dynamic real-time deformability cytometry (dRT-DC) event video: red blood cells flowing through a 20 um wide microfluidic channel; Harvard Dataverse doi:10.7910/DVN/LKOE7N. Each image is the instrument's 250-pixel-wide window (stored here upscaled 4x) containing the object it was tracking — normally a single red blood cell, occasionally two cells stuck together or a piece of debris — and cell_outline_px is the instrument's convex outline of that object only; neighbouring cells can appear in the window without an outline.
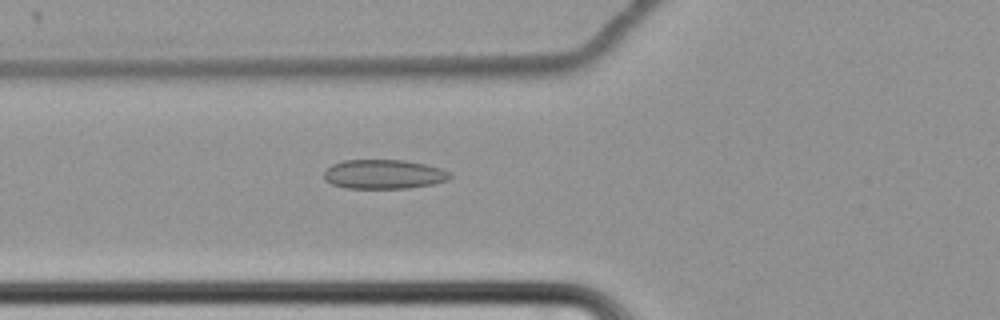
{"species": "common noctule bat (a hibernating species)", "species_latin": "Nyctalus noctula", "temperature_condition": "cold", "stored_images_in_passage": 63, "camera_frame_rate_fps": 3000, "um_per_image_px": 0.085, "animal": {"sex": "female", "body_mass_g": 22.7, "forearm_length_mm": 54.2}, "frame": {"image": 1, "passage_image": 26, "time_ms": 8.333, "image_size_px": [1000, 320], "cell_outline_px": [[452, 176], [448, 180], [432, 184], [408, 188], [344, 188], [332, 184], [324, 180], [324, 172], [332, 164], [344, 160], [404, 160], [424, 164], [440, 168], [452, 172]], "centroid_in_image_um": [32.62, 14.81], "position_along_channel_um": 93.2, "area_um2": 21.56}}
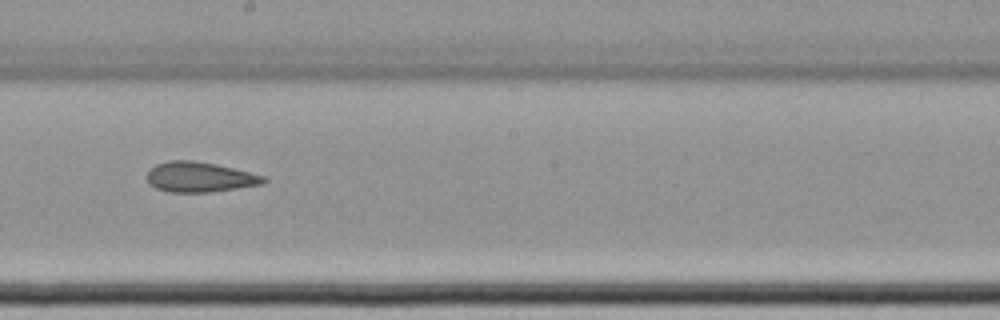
{"frame": {"image": 2, "passage_image": 38, "time_ms": 12.333, "image_size_px": [1000, 320], "cell_outline_px": [[268, 180], [264, 184], [208, 192], [168, 192], [156, 188], [148, 184], [148, 172], [156, 164], [168, 160], [192, 160], [216, 164], [264, 176]], "centroid_in_image_um": [16.96, 15.05], "position_along_channel_um": 231.2, "area_um2": 20.35}}
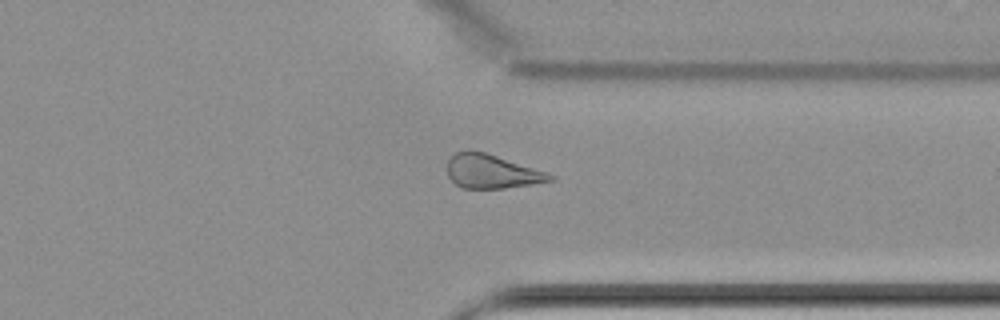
{"frame": {"image": 3, "passage_image": 50, "time_ms": 16.333, "image_size_px": [1000, 320], "cell_outline_px": [[556, 180], [532, 184], [504, 188], [464, 188], [456, 184], [448, 176], [448, 160], [456, 152], [468, 148], [484, 152], [556, 176]], "centroid_in_image_um": [41.76, 14.57], "position_along_channel_um": 369.6, "area_um2": 20.0}, "authors_computed_cell_mechanics": {"area_um2": 22.4842, "velocity_mm_per_s": 3.4527, "shape_relaxation_time_tau1_ms": null, "shape_relaxation_time_tau2_ms": 3.4935, "deformation_change_tau1": null, "deformation_change_tau2": 0.1091}}